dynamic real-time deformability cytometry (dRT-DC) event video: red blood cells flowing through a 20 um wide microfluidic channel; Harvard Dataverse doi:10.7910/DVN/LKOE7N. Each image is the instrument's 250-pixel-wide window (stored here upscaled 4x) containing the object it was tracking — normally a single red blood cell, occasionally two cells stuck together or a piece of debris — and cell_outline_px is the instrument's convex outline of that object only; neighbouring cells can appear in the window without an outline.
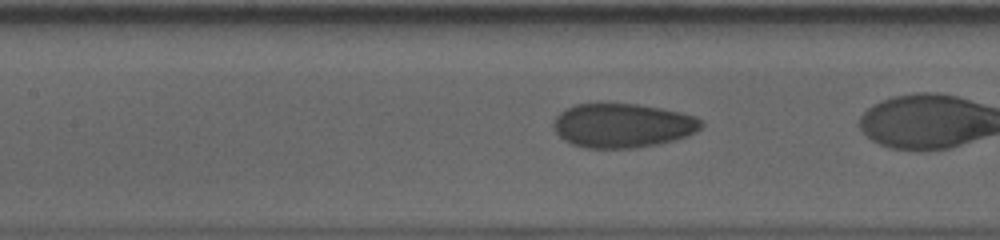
{"species": "human", "species_latin": "Homo sapiens", "temperature_condition": "cold", "stored_images_in_passage": 43, "camera_frame_rate_fps": 3000, "um_per_image_px": 0.085, "donor": {"sex": "male"}, "frame": {"image": 1, "passage_image": 24, "time_ms": 7.667, "image_size_px": [1000, 240], "cell_outline_px": [[704, 124], [696, 132], [688, 136], [676, 140], [656, 144], [632, 148], [584, 148], [572, 144], [564, 140], [556, 132], [552, 124], [556, 116], [564, 108], [576, 104], [636, 104], [660, 108], [680, 112], [696, 116]], "centroid_in_image_um": [52.91, 10.67], "position_along_channel_um": 154.5, "area_um2": 38.09}}
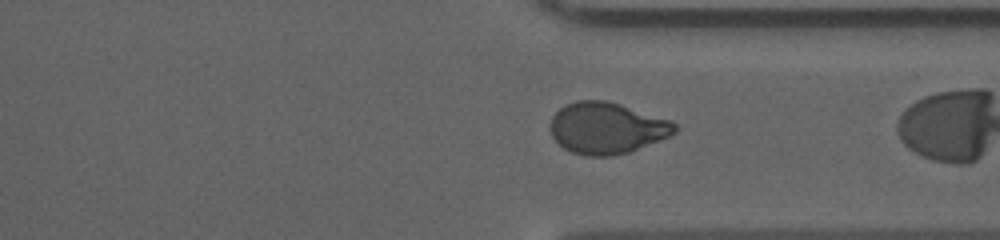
{"frame": {"image": 2, "passage_image": 41, "time_ms": 13.333, "image_size_px": [1000, 240], "cell_outline_px": [[676, 132], [660, 140], [628, 152], [612, 156], [588, 156], [572, 152], [564, 148], [552, 136], [552, 116], [564, 104], [576, 100], [604, 100], [620, 104], [672, 120], [676, 124]], "centroid_in_image_um": [51.59, 10.87], "position_along_channel_um": 359.8, "area_um2": 37.11}}